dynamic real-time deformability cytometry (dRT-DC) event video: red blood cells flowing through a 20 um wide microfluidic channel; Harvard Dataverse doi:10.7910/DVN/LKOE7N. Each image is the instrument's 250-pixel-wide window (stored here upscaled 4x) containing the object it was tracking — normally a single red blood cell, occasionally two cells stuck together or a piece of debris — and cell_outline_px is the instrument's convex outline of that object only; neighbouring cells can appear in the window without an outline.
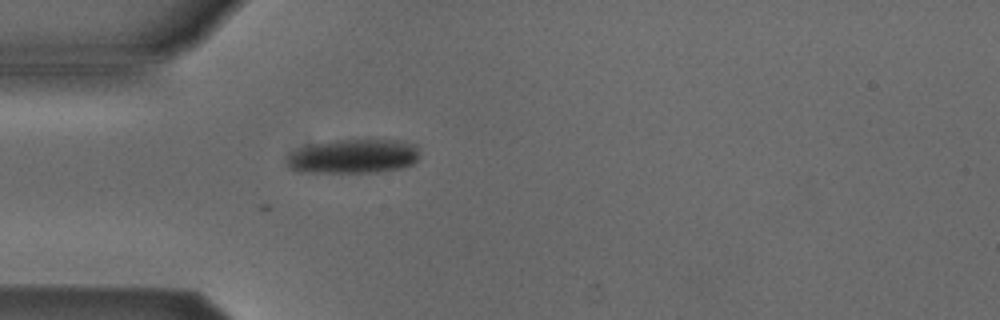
{"species": "Egyptian fruit bat (a non-hibernating species)", "species_latin": "Rousettus aegyptiacus", "temperature_condition": "cold", "stored_images_in_passage": 5, "camera_frame_rate_fps": 3000, "um_per_image_px": 0.085, "animal": {"sex": "male"}, "frame": {"image": 1, "passage_image": 5, "time_ms": 1.333, "image_size_px": [1000, 320], "cell_outline_px": [[416, 160], [412, 164], [400, 168], [376, 172], [300, 172], [288, 168], [288, 156], [300, 148], [312, 144], [336, 140], [404, 140], [416, 144]], "centroid_in_image_um": [30.04, 13.28], "position_along_channel_um": 55.0, "area_um2": 26.18}}